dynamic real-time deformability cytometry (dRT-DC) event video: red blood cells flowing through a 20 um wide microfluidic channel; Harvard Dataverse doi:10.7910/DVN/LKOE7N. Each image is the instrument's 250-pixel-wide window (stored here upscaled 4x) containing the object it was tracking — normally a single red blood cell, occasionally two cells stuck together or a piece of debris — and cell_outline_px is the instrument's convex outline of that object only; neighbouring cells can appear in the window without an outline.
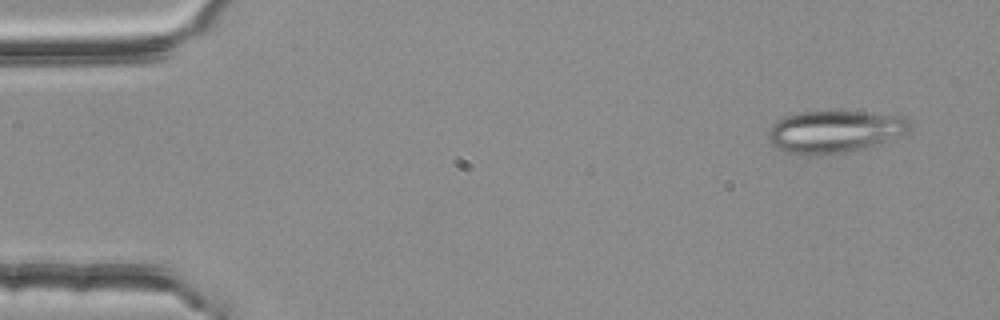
{"species": "common noctule bat (a hibernating species)", "species_latin": "Nyctalus noctula", "temperature_condition": "room temperature", "stored_images_in_passage": 5, "segment_of_instrument_passage": [2, 2], "camera_frame_rate_fps": 3000, "um_per_image_px": 0.085, "animal": {"sex": "female", "body_mass_g": 25.1}, "frame": {"image": 1, "passage_image": 5, "time_ms": 1.333, "image_size_px": [1000, 320], "cell_outline_px": [[912, 128], [908, 132], [868, 148], [844, 152], [816, 156], [800, 156], [788, 152], [772, 144], [768, 136], [768, 132], [772, 124], [784, 116], [800, 112], [864, 112], [908, 116]], "centroid_in_image_um": [70.98, 11.19], "position_along_channel_um": 14.0, "area_um2": 35.08}}